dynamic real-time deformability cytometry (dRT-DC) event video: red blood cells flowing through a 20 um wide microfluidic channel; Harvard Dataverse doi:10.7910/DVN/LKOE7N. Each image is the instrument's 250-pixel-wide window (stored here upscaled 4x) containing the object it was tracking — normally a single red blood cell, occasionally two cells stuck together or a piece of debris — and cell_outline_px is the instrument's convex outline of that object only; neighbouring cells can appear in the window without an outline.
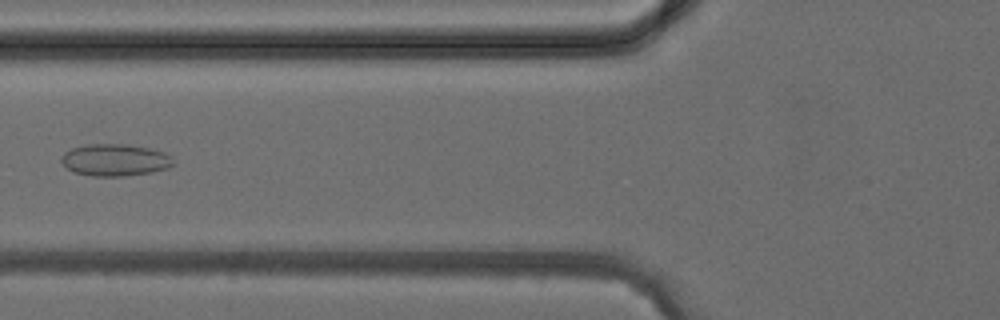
{"species": "common noctule bat (a hibernating species)", "species_latin": "Nyctalus noctula", "temperature_condition": "cold", "stored_images_in_passage": 5, "camera_frame_rate_fps": 3000, "um_per_image_px": 0.085, "animal": {"sex": "female", "body_mass_g": 24.6, "forearm_length_mm": 56.2}, "frame": {"image": 1, "passage_image": 5, "time_ms": 4.667, "image_size_px": [1000, 320], "cell_outline_px": [[172, 164], [168, 168], [152, 172], [124, 176], [92, 176], [76, 172], [68, 168], [60, 160], [64, 152], [72, 148], [88, 144], [128, 144], [148, 148], [164, 152], [172, 156]], "centroid_in_image_um": [9.78, 13.59], "position_along_channel_um": 116.0, "area_um2": 20.75}}